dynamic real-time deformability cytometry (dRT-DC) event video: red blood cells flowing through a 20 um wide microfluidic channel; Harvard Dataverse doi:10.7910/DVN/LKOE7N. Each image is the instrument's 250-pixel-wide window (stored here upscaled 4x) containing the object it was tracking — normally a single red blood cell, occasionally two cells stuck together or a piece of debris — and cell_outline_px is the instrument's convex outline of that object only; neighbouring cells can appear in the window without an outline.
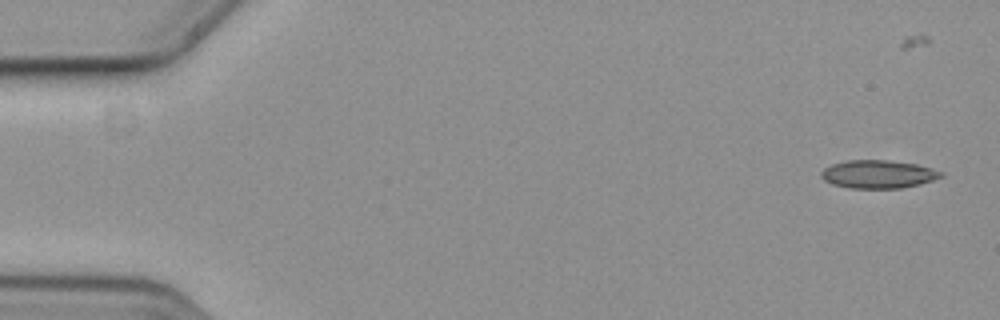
{"species": "common noctule bat (a hibernating species)", "species_latin": "Nyctalus noctula", "temperature_condition": "cold", "stored_images_in_passage": 39, "camera_frame_rate_fps": 3000, "um_per_image_px": 0.085, "animal": {"sex": "female", "body_mass_g": 19.3, "forearm_length_mm": 54.1}, "frame": {"image": 1, "passage_image": 3, "time_ms": 0.667, "image_size_px": [1000, 320], "cell_outline_px": [[944, 176], [920, 184], [900, 188], [852, 188], [832, 184], [824, 180], [820, 176], [820, 172], [824, 168], [832, 164], [848, 160], [888, 160], [916, 164], [932, 168], [944, 172]], "centroid_in_image_um": [74.65, 14.8], "position_along_channel_um": 10.4, "area_um2": 19.65}}